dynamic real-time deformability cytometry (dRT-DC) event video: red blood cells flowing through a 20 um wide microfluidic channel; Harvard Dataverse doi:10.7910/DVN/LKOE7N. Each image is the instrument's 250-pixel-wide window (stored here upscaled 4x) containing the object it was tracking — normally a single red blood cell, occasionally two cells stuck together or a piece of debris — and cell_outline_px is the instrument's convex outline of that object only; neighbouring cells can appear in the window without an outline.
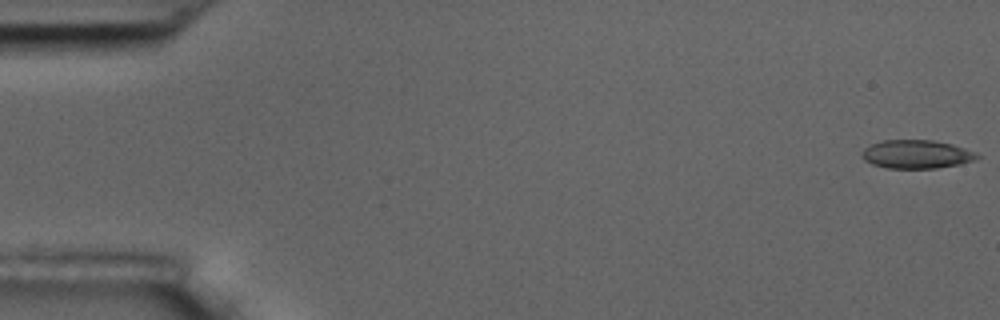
{"species": "common noctule bat (a hibernating species)", "species_latin": "Nyctalus noctula", "temperature_condition": "room temperature", "stored_images_in_passage": 56, "camera_frame_rate_fps": 3000, "um_per_image_px": 0.085, "animal": {"sex": "male", "body_mass_g": 17.5, "forearm_length_mm": 52.3}, "frame": {"image": 1, "passage_image": 1, "time_ms": 0.0, "image_size_px": [1000, 320], "cell_outline_px": [[980, 156], [976, 160], [960, 164], [936, 168], [888, 168], [872, 164], [864, 160], [860, 156], [860, 152], [868, 144], [884, 140], [932, 140], [952, 144], [976, 152]], "centroid_in_image_um": [77.87, 13.11], "position_along_channel_um": 7.1, "area_um2": 19.31}}
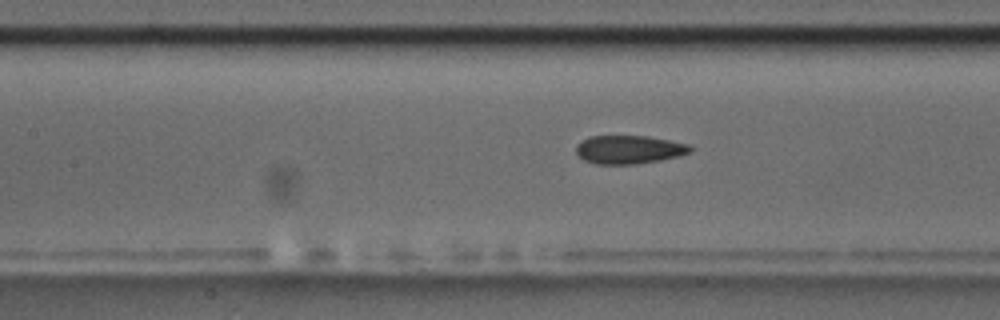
{"frame": {"image": 2, "passage_image": 25, "time_ms": 8.0, "image_size_px": [1000, 320], "cell_outline_px": [[692, 152], [680, 156], [660, 160], [636, 164], [596, 164], [584, 160], [576, 152], [576, 144], [588, 136], [648, 136], [688, 144], [692, 148]], "centroid_in_image_um": [53.46, 12.71], "position_along_channel_um": 153.9, "area_um2": 18.96}}
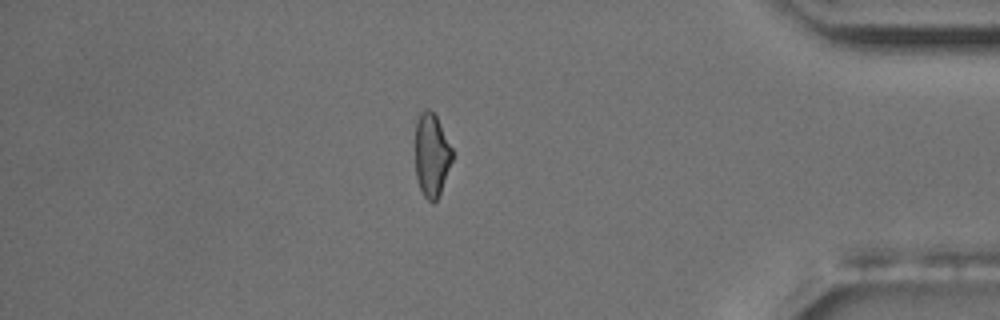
{"frame": {"image": 3, "passage_image": 48, "time_ms": 15.667, "image_size_px": [1000, 320], "cell_outline_px": [[452, 160], [440, 192], [436, 200], [432, 204], [424, 196], [420, 188], [416, 176], [416, 124], [420, 112], [428, 108], [436, 116], [452, 148]], "centroid_in_image_um": [36.68, 13.18], "position_along_channel_um": 398.5, "area_um2": 17.63}, "authors_computed_cell_mechanics": {"area_um2": 19.3341, "velocity_mm_per_s": 3.645, "shape_relaxation_time_tau1_ms": 10.3652, "shape_relaxation_time_tau2_ms": 2.9001, "deformation_change_tau1": 0.1793, "deformation_change_tau2": 0.0854}}